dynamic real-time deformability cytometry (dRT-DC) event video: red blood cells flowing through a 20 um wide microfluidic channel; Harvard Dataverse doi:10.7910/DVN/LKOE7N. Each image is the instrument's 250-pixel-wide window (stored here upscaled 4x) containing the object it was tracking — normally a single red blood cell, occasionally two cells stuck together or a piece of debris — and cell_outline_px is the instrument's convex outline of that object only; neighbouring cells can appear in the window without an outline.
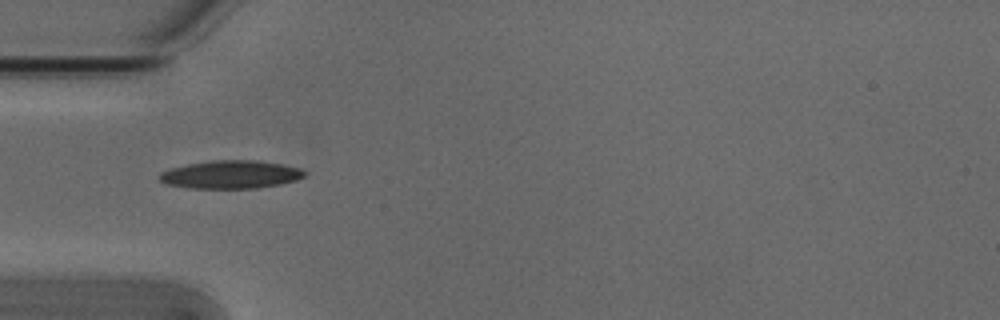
{"species": "Egyptian fruit bat (a non-hibernating species)", "species_latin": "Rousettus aegyptiacus", "temperature_condition": "cold", "stored_images_in_passage": 40, "camera_frame_rate_fps": 3000, "um_per_image_px": 0.085, "animal": {"sex": "male"}, "frame": {"image": 1, "passage_image": 3, "time_ms": 0.667, "image_size_px": [1000, 320], "cell_outline_px": [[308, 172], [304, 176], [296, 180], [280, 184], [260, 188], [188, 188], [168, 184], [160, 180], [160, 172], [172, 168], [188, 164], [212, 160], [256, 160], [280, 164], [300, 168]], "centroid_in_image_um": [19.65, 14.83], "position_along_channel_um": 65.4, "area_um2": 23.64}}
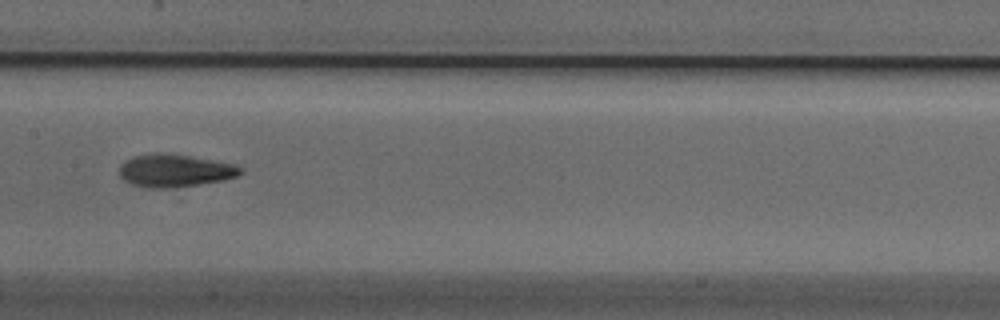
{"frame": {"image": 2, "passage_image": 13, "time_ms": 4.0, "image_size_px": [1000, 320], "cell_outline_px": [[244, 172], [236, 176], [224, 180], [168, 188], [148, 188], [132, 184], [124, 180], [120, 176], [120, 164], [124, 160], [136, 156], [152, 152], [160, 152], [188, 156], [236, 164], [244, 168]], "centroid_in_image_um": [14.86, 14.49], "position_along_channel_um": 192.5, "area_um2": 23.06}}
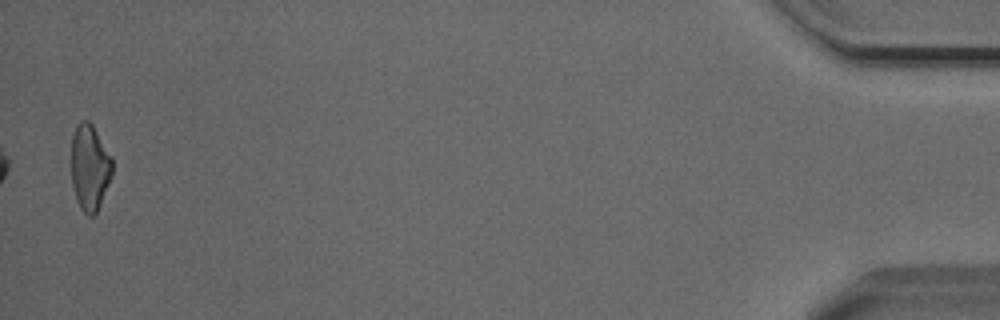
{"frame": {"image": 3, "passage_image": 39, "time_ms": 12.667, "image_size_px": [1000, 320], "cell_outline_px": [[112, 176], [100, 204], [96, 212], [92, 216], [88, 216], [80, 208], [76, 200], [72, 184], [72, 136], [76, 124], [80, 120], [88, 120], [92, 124], [112, 156]], "centroid_in_image_um": [7.63, 14.21], "position_along_channel_um": 427.6, "area_um2": 20.63}, "authors_computed_cell_mechanics": {"area_um2": 21.9351, "velocity_mm_per_s": 3.8283, "shape_relaxation_time_tau1_ms": 3.7051, "shape_relaxation_time_tau2_ms": 2.8171, "deformation_change_tau1": 0.1442, "deformation_change_tau2": 0.1008}}